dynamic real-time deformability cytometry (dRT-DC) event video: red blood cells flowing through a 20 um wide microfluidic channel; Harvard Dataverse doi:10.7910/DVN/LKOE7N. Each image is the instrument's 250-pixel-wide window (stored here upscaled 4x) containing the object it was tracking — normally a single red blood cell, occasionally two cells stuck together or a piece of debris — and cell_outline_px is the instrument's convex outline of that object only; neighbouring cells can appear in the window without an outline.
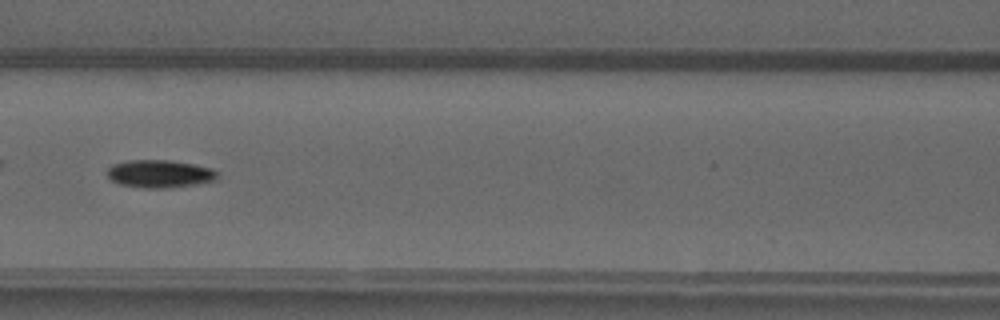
{"species": "common noctule bat (a hibernating species)", "species_latin": "Nyctalus noctula", "temperature_condition": "warm", "stored_images_in_passage": 39, "camera_frame_rate_fps": 3000, "um_per_image_px": 0.085, "animal": {"sex": "male", "forearm_length_mm": 52.5}, "frame": {"image": 1, "passage_image": 13, "time_ms": 4.0, "image_size_px": [1000, 320], "cell_outline_px": [[220, 176], [216, 180], [196, 184], [164, 188], [144, 188], [120, 184], [112, 180], [108, 176], [108, 168], [112, 164], [128, 160], [172, 160], [212, 168]], "centroid_in_image_um": [13.59, 14.76], "position_along_channel_um": 153.0, "area_um2": 17.8}}
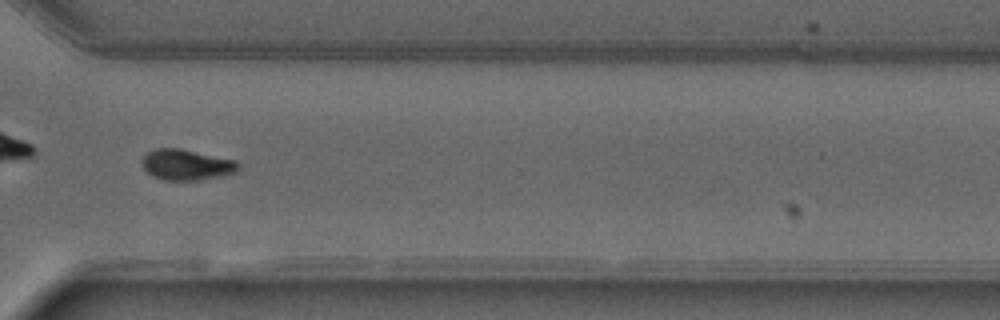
{"frame": {"image": 2, "passage_image": 28, "time_ms": 9.0, "image_size_px": [1000, 320], "cell_outline_px": [[240, 168], [236, 172], [224, 176], [200, 180], [164, 180], [152, 176], [140, 164], [140, 160], [148, 152], [156, 148], [180, 148], [236, 160], [240, 164]], "centroid_in_image_um": [15.87, 14.0], "position_along_channel_um": 354.7, "area_um2": 17.51}, "authors_computed_cell_mechanics": {"area_um2": 17.1666, "velocity_mm_per_s": 4.0452, "shape_relaxation_time_tau1_ms": 5.3432, "shape_relaxation_time_tau2_ms": 4.5168, "deformation_change_tau1": 0.1824, "deformation_change_tau2": 0.0635}}